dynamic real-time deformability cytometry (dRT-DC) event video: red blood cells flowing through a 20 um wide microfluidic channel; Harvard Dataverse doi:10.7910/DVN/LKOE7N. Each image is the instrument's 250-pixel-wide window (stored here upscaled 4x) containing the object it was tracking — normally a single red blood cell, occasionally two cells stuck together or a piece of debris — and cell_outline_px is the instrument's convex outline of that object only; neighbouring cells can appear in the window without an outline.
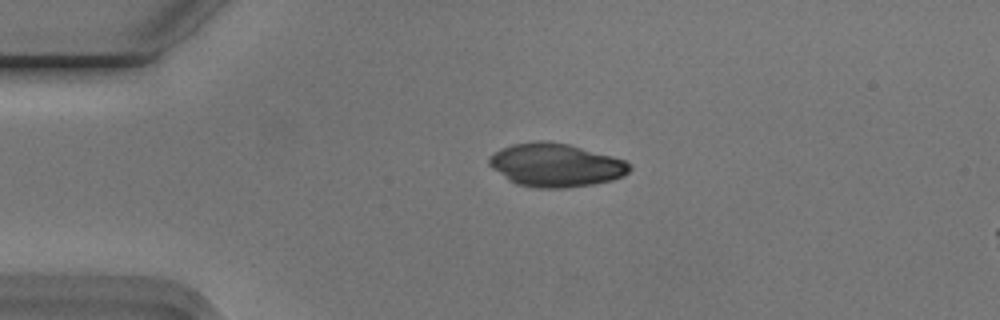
{"species": "Egyptian fruit bat (a non-hibernating species)", "species_latin": "Rousettus aegyptiacus", "temperature_condition": "cold", "stored_images_in_passage": 3, "camera_frame_rate_fps": 3000, "um_per_image_px": 0.085, "animal": {"sex": "male"}, "frame": {"image": 1, "passage_image": 2, "time_ms": 0.333, "image_size_px": [1000, 320], "cell_outline_px": [[632, 168], [624, 176], [612, 180], [592, 184], [564, 188], [536, 188], [516, 184], [508, 180], [492, 168], [488, 164], [488, 156], [512, 144], [540, 140], [548, 140], [568, 144], [612, 156], [624, 160], [632, 164]], "centroid_in_image_um": [47.23, 14.03], "position_along_channel_um": 37.8, "area_um2": 35.55}}